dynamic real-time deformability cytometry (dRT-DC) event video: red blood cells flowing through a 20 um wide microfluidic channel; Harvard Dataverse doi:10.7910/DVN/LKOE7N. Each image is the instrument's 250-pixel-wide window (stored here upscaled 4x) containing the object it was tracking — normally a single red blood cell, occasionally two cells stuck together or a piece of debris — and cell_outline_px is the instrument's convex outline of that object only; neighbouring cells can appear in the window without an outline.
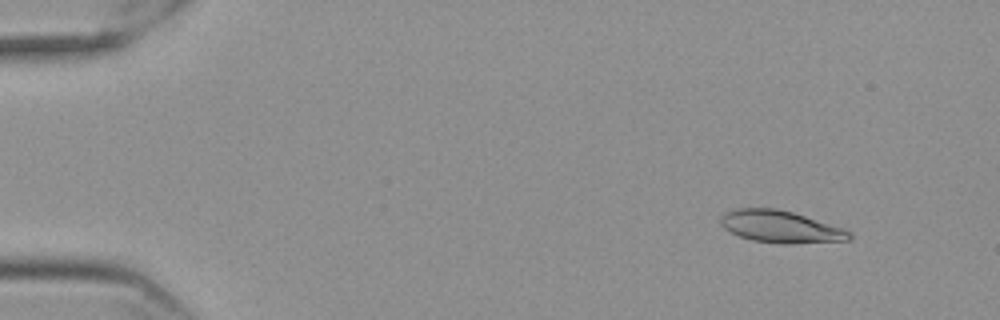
{"species": "Egyptian fruit bat (a non-hibernating species)", "species_latin": "Rousettus aegyptiacus", "temperature_condition": "cold", "stored_images_in_passage": 57, "camera_frame_rate_fps": 3000, "um_per_image_px": 0.085, "frame": {"image": 1, "passage_image": 6, "time_ms": 1.667, "image_size_px": [1000, 320], "cell_outline_px": [[852, 240], [792, 244], [780, 244], [752, 240], [740, 236], [724, 228], [720, 224], [720, 216], [724, 212], [736, 208], [776, 208], [792, 212], [852, 232]], "centroid_in_image_um": [66.31, 19.28], "position_along_channel_um": 18.7, "area_um2": 23.99}}
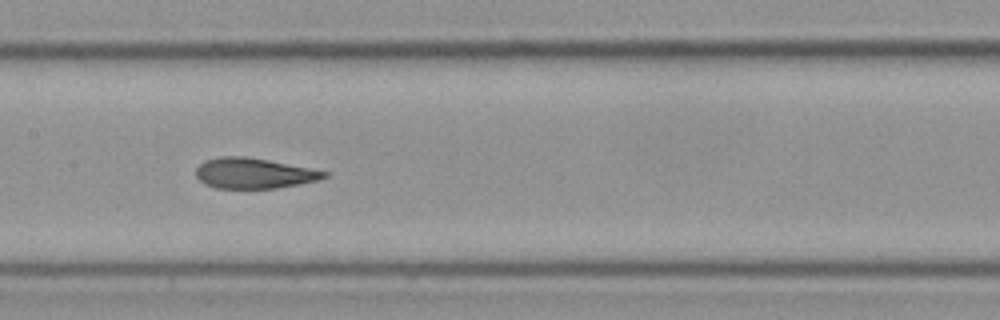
{"frame": {"image": 2, "passage_image": 29, "time_ms": 9.333, "image_size_px": [1000, 320], "cell_outline_px": [[328, 176], [316, 180], [276, 188], [216, 188], [204, 184], [196, 176], [196, 168], [204, 160], [220, 156], [244, 156], [268, 160], [328, 172]], "centroid_in_image_um": [21.51, 14.72], "position_along_channel_um": 185.9, "area_um2": 22.48}}
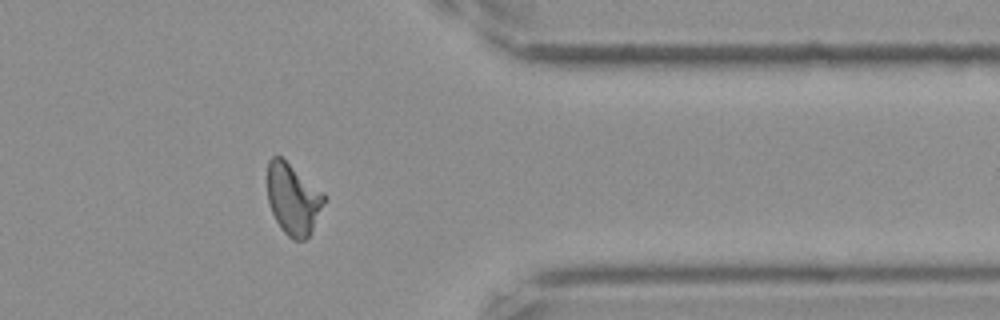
{"frame": {"image": 3, "passage_image": 47, "time_ms": 15.333, "image_size_px": [1000, 320], "cell_outline_px": [[328, 196], [308, 236], [304, 240], [292, 240], [280, 228], [272, 212], [268, 200], [268, 160], [272, 156], [280, 156], [324, 192]], "centroid_in_image_um": [24.92, 16.91], "position_along_channel_um": 386.5, "area_um2": 23.35}, "authors_computed_cell_mechanics": {"area_um2": 23.6402, "velocity_mm_per_s": 3.5647, "shape_relaxation_time_tau1_ms": 6.7784, "shape_relaxation_time_tau2_ms": 1.2117, "deformation_change_tau1": 0.1992, "deformation_change_tau2": 0.0895}}